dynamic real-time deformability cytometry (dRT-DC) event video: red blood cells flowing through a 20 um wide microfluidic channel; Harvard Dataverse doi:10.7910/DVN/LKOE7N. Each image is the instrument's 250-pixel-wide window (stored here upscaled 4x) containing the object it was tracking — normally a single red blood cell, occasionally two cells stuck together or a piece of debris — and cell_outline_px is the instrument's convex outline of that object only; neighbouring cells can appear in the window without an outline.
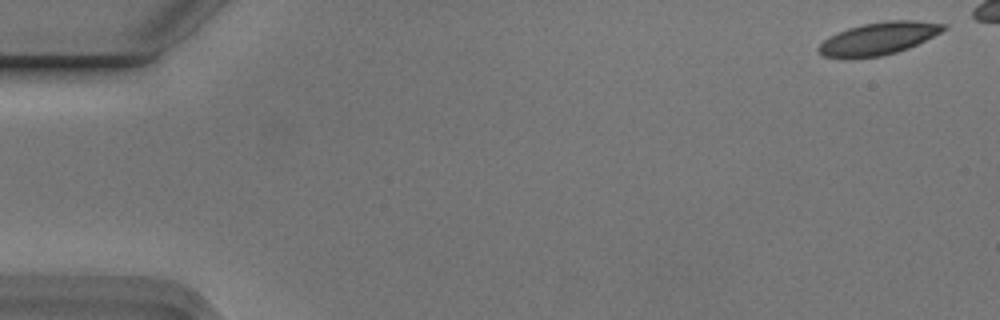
{"species": "Egyptian fruit bat (a non-hibernating species)", "species_latin": "Rousettus aegyptiacus", "temperature_condition": "cold", "stored_images_in_passage": 5, "segment_of_instrument_passage": [2, 2], "camera_frame_rate_fps": 3000, "um_per_image_px": 0.085, "animal": {"sex": "male"}, "frame": {"image": 1, "passage_image": 5, "time_ms": 1.333, "image_size_px": [1000, 320], "cell_outline_px": [[948, 28], [908, 48], [884, 56], [824, 56], [816, 52], [816, 48], [828, 36], [848, 28], [864, 24], [884, 20], [912, 20], [948, 24]], "centroid_in_image_um": [74.69, 3.24], "position_along_channel_um": 10.3, "area_um2": 23.18}}